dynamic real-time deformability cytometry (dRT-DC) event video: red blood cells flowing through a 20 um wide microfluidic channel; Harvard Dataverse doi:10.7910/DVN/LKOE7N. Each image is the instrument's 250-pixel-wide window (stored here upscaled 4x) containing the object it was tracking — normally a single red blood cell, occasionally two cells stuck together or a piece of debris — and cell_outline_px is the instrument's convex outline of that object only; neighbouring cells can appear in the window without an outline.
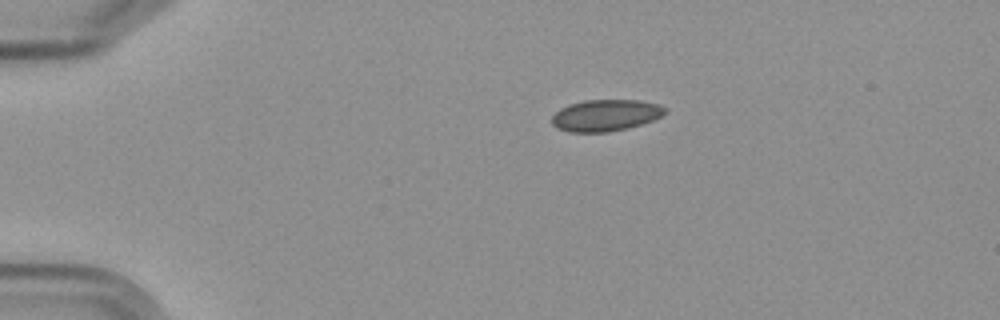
{"species": "Egyptian fruit bat (a non-hibernating species)", "species_latin": "Rousettus aegyptiacus", "temperature_condition": "cold", "stored_images_in_passage": 2, "camera_frame_rate_fps": 3000, "um_per_image_px": 0.085, "frame": {"image": 1, "passage_image": 1, "time_ms": 0.0, "image_size_px": [1000, 320], "cell_outline_px": [[664, 112], [660, 116], [652, 120], [628, 128], [608, 132], [568, 132], [556, 128], [552, 124], [552, 116], [560, 108], [568, 104], [584, 100], [636, 100], [656, 104], [664, 108]], "centroid_in_image_um": [51.39, 9.81], "position_along_channel_um": 33.6, "area_um2": 20.63}}